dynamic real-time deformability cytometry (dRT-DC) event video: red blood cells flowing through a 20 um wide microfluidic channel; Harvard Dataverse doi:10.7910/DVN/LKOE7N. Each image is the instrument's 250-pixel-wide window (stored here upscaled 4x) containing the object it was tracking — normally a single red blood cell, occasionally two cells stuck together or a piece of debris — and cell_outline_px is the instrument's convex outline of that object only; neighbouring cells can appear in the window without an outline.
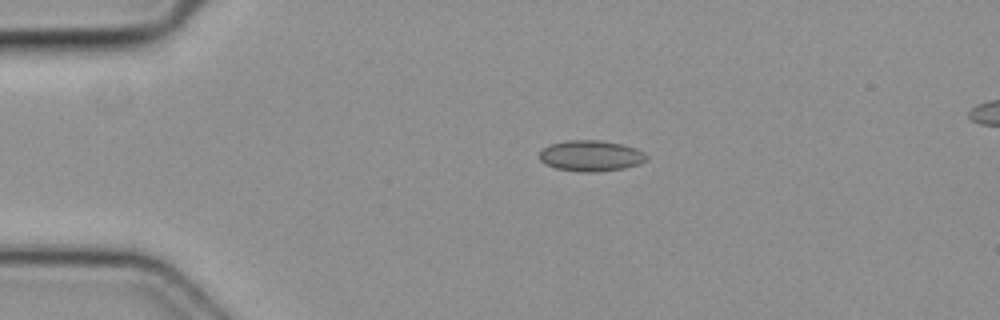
{"species": "common noctule bat (a hibernating species)", "species_latin": "Nyctalus noctula", "temperature_condition": "cold", "stored_images_in_passage": 5, "camera_frame_rate_fps": 3000, "um_per_image_px": 0.085, "animal": {"sex": "female", "body_mass_g": 19.3, "forearm_length_mm": 54.1}, "frame": {"image": 1, "passage_image": 3, "time_ms": 0.667, "image_size_px": [1000, 320], "cell_outline_px": [[648, 160], [640, 164], [624, 168], [596, 172], [580, 172], [556, 168], [540, 160], [540, 152], [548, 144], [568, 140], [600, 140], [620, 144], [636, 148], [644, 152], [648, 156]], "centroid_in_image_um": [50.26, 13.24], "position_along_channel_um": 34.7, "area_um2": 19.31}}
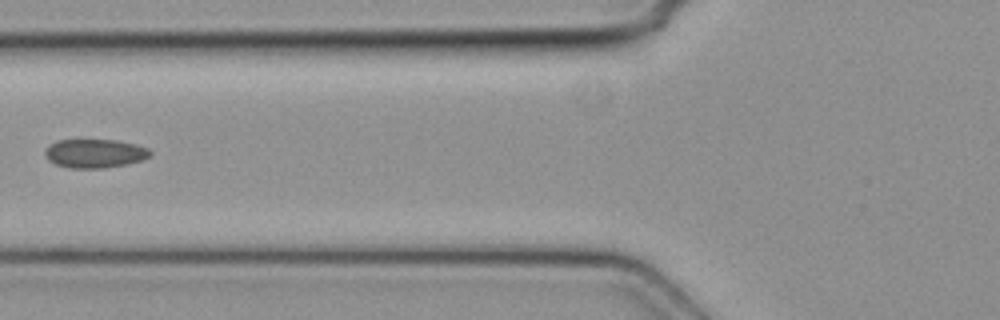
{"frame": {"image": 2, "passage_image": 5, "time_ms": 1.333, "image_size_px": [1000, 320], "cell_outline_px": [[152, 156], [144, 160], [128, 164], [104, 168], [68, 168], [56, 164], [48, 160], [44, 156], [44, 152], [48, 144], [56, 140], [116, 140], [136, 144], [148, 148], [152, 152]], "centroid_in_image_um": [8.07, 13.04], "position_along_channel_um": 117.7, "area_um2": 17.98}}